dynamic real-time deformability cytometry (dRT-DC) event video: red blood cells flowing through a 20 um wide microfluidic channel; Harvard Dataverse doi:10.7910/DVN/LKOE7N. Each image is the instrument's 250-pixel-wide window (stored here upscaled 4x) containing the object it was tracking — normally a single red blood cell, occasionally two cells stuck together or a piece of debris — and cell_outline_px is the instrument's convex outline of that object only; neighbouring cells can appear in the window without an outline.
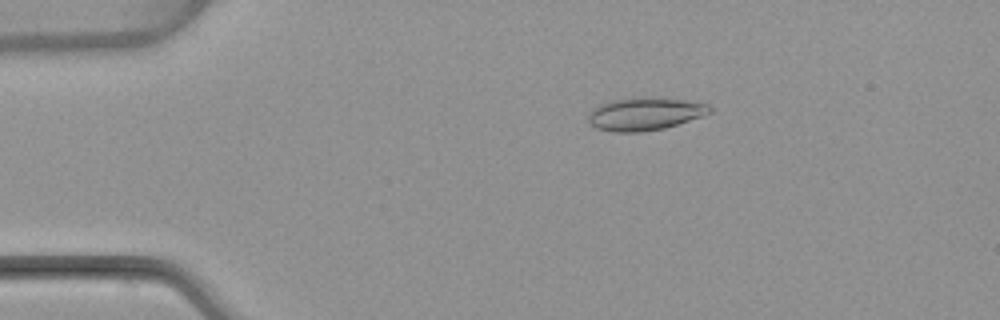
{"species": "common noctule bat (a hibernating species)", "species_latin": "Nyctalus noctula", "temperature_condition": "warm", "stored_images_in_passage": 4, "camera_frame_rate_fps": 3000, "um_per_image_px": 0.085, "animal": {"sex": "female", "body_mass_g": 22.7, "forearm_length_mm": 54.2}, "frame": {"image": 1, "passage_image": 2, "time_ms": 2.0, "image_size_px": [1000, 320], "cell_outline_px": [[712, 112], [704, 116], [664, 128], [644, 132], [612, 132], [596, 128], [588, 124], [588, 116], [592, 108], [600, 104], [616, 100], [684, 100], [708, 104], [712, 108]], "centroid_in_image_um": [54.8, 9.74], "position_along_channel_um": 30.2, "area_um2": 22.43}}
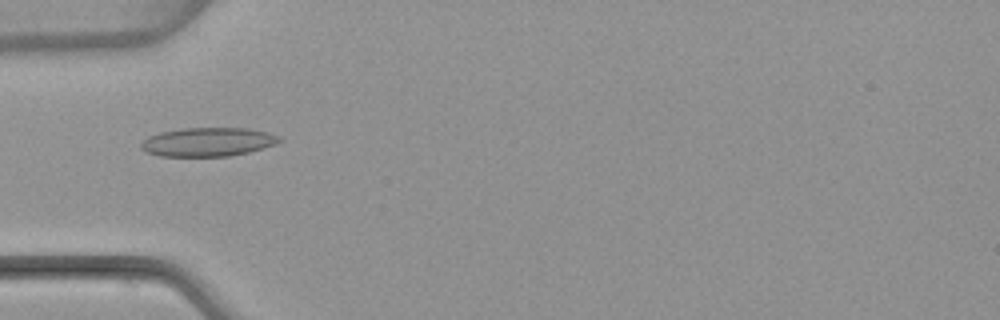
{"frame": {"image": 2, "passage_image": 4, "time_ms": 4.333, "image_size_px": [1000, 320], "cell_outline_px": [[280, 140], [276, 144], [248, 152], [228, 156], [160, 156], [144, 152], [140, 148], [140, 144], [148, 136], [160, 132], [184, 128], [248, 128], [268, 132], [280, 136]], "centroid_in_image_um": [17.64, 12.06], "position_along_channel_um": 67.4, "area_um2": 23.24}}